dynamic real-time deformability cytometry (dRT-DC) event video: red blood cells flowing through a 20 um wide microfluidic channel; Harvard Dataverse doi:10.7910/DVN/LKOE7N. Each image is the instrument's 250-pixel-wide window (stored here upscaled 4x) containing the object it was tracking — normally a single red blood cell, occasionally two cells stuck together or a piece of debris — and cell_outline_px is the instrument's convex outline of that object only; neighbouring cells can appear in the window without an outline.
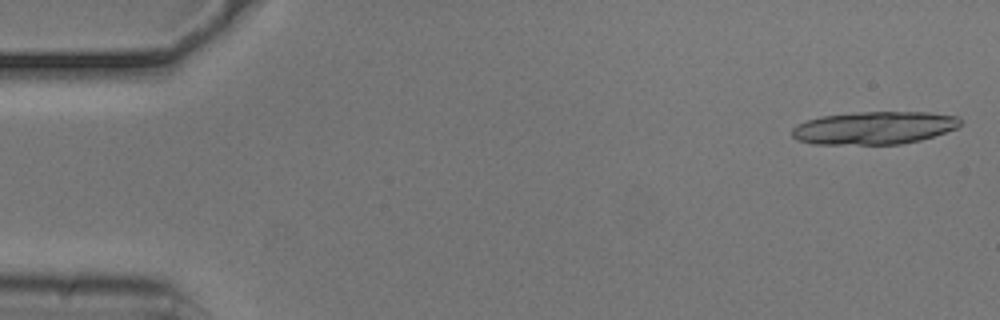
{"species": "common noctule bat (a hibernating species)", "species_latin": "Nyctalus noctula", "temperature_condition": "cold", "stored_images_in_passage": 9, "camera_frame_rate_fps": 3000, "um_per_image_px": 0.085, "animal": {"sex": "male", "body_mass_g": 20.5, "forearm_length_mm": 52.5}, "frame": {"image": 1, "passage_image": 1, "time_ms": 0.0, "image_size_px": [1000, 320], "cell_outline_px": [[960, 124], [956, 128], [920, 140], [900, 144], [812, 144], [796, 140], [792, 136], [792, 128], [796, 124], [820, 116], [856, 112], [928, 112], [960, 116]], "centroid_in_image_um": [74.27, 10.86], "position_along_channel_um": 10.7, "area_um2": 32.25}}